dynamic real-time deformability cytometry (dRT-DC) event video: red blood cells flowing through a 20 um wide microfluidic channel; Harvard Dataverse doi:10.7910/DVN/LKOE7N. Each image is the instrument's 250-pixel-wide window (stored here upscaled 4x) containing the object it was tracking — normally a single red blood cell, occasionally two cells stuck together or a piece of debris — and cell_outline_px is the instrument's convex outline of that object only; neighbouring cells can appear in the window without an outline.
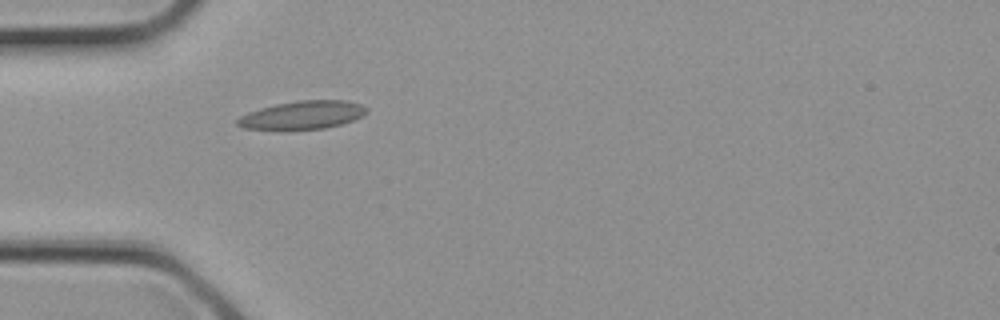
{"species": "common noctule bat (a hibernating species)", "species_latin": "Nyctalus noctula", "temperature_condition": "cold", "stored_images_in_passage": 4, "camera_frame_rate_fps": 3000, "um_per_image_px": 0.085, "animal": {"sex": "female", "body_mass_g": 21.9}, "frame": {"image": 1, "passage_image": 4, "time_ms": 1.0, "image_size_px": [1000, 320], "cell_outline_px": [[368, 112], [352, 120], [340, 124], [324, 128], [276, 132], [244, 128], [236, 124], [236, 120], [240, 116], [248, 112], [260, 108], [276, 104], [300, 100], [344, 100], [360, 104], [368, 108]], "centroid_in_image_um": [25.63, 9.81], "position_along_channel_um": 59.4, "area_um2": 21.79}}